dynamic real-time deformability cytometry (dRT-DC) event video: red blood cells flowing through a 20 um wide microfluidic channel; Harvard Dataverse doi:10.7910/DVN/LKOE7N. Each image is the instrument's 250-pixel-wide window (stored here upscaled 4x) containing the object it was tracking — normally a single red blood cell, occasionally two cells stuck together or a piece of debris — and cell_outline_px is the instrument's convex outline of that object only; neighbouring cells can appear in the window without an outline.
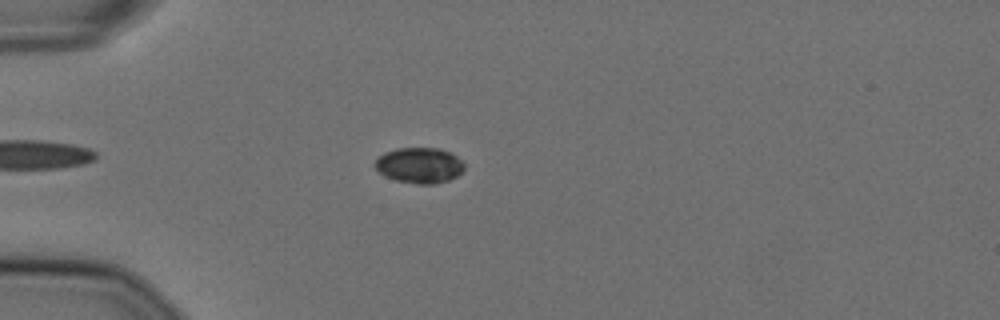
{"species": "Egyptian fruit bat (a non-hibernating species)", "species_latin": "Rousettus aegyptiacus", "temperature_condition": "cold", "stored_images_in_passage": 49, "camera_frame_rate_fps": 3000, "um_per_image_px": 0.085, "animal": {"sex": "female"}, "frame": {"image": 1, "passage_image": 9, "time_ms": 2.667, "image_size_px": [1000, 320], "cell_outline_px": [[464, 168], [456, 176], [448, 180], [436, 184], [416, 184], [396, 180], [384, 176], [372, 164], [384, 152], [396, 148], [440, 148], [452, 152], [464, 164]], "centroid_in_image_um": [35.64, 14.04], "position_along_channel_um": 49.4, "area_um2": 18.61}}
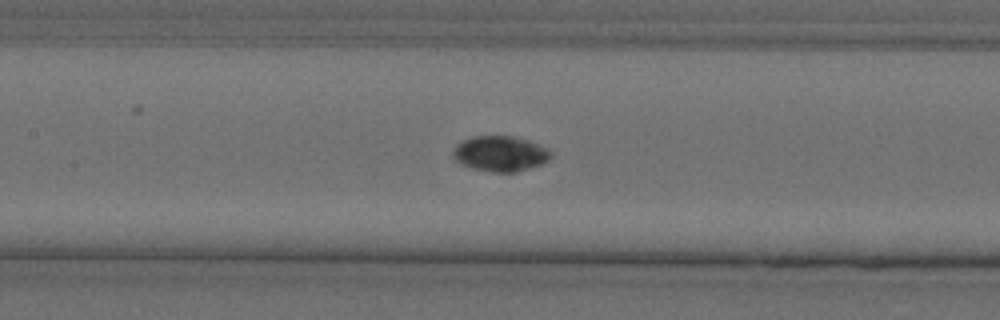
{"frame": {"image": 2, "passage_image": 20, "time_ms": 6.333, "image_size_px": [1000, 320], "cell_outline_px": [[552, 156], [548, 160], [540, 164], [516, 172], [492, 172], [472, 168], [460, 164], [452, 156], [452, 152], [456, 144], [472, 136], [512, 136], [528, 140], [552, 152]], "centroid_in_image_um": [42.48, 13.06], "position_along_channel_um": 164.9, "area_um2": 20.06}}
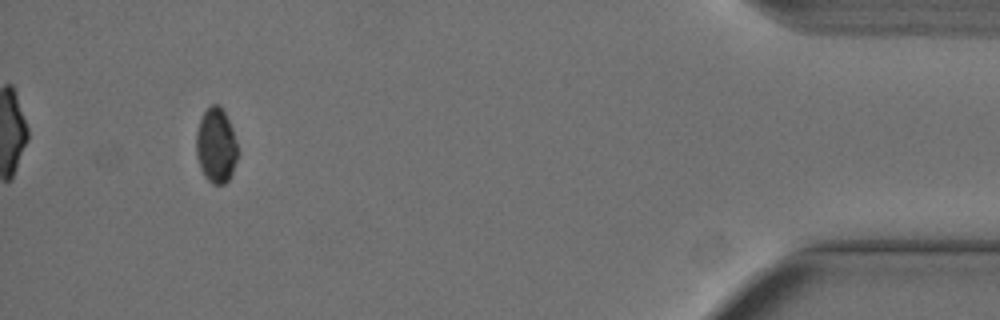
{"frame": {"image": 3, "passage_image": 46, "time_ms": 15.0, "image_size_px": [1000, 320], "cell_outline_px": [[236, 160], [232, 172], [228, 180], [224, 184], [212, 184], [204, 176], [200, 168], [196, 156], [196, 132], [200, 120], [204, 112], [212, 104], [220, 104], [232, 128], [236, 144]], "centroid_in_image_um": [18.33, 12.38], "position_along_channel_um": 416.9, "area_um2": 17.92}, "authors_computed_cell_mechanics": {"area_um2": 19.5364, "velocity_mm_per_s": 3.6289, "shape_relaxation_time_tau1_ms": 3.3388, "shape_relaxation_time_tau2_ms": null, "deformation_change_tau1": 0.0717, "deformation_change_tau2": null}}